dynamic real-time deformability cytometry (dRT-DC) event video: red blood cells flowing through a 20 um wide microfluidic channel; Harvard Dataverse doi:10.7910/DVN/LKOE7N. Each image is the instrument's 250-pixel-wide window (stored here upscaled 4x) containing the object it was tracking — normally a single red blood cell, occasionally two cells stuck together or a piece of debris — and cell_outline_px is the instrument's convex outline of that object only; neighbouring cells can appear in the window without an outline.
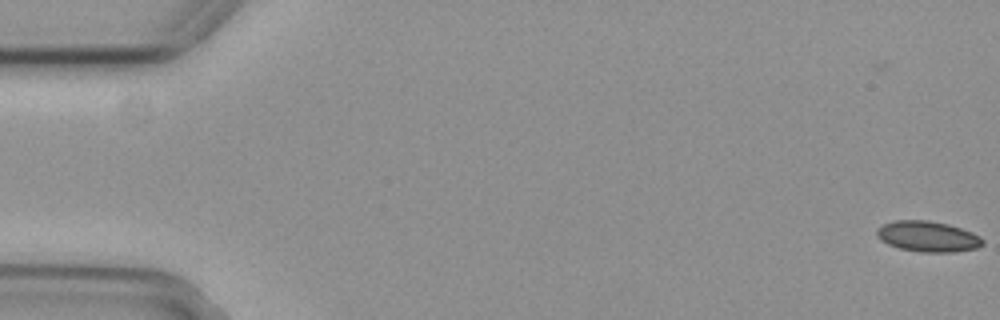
{"species": "common noctule bat (a hibernating species)", "species_latin": "Nyctalus noctula", "temperature_condition": "cold", "stored_images_in_passage": 4, "camera_frame_rate_fps": 3000, "um_per_image_px": 0.085, "animal": {"sex": "female", "body_mass_g": 29.2, "forearm_length_mm": 56.3}, "frame": {"image": 1, "passage_image": 4, "time_ms": 1.0, "image_size_px": [1000, 320], "cell_outline_px": [[984, 244], [976, 248], [956, 252], [920, 252], [900, 248], [888, 244], [880, 240], [876, 236], [876, 228], [884, 224], [896, 220], [928, 220], [948, 224], [972, 232], [980, 236], [984, 240]], "centroid_in_image_um": [78.86, 20.1], "position_along_channel_um": 6.1, "area_um2": 19.02}}